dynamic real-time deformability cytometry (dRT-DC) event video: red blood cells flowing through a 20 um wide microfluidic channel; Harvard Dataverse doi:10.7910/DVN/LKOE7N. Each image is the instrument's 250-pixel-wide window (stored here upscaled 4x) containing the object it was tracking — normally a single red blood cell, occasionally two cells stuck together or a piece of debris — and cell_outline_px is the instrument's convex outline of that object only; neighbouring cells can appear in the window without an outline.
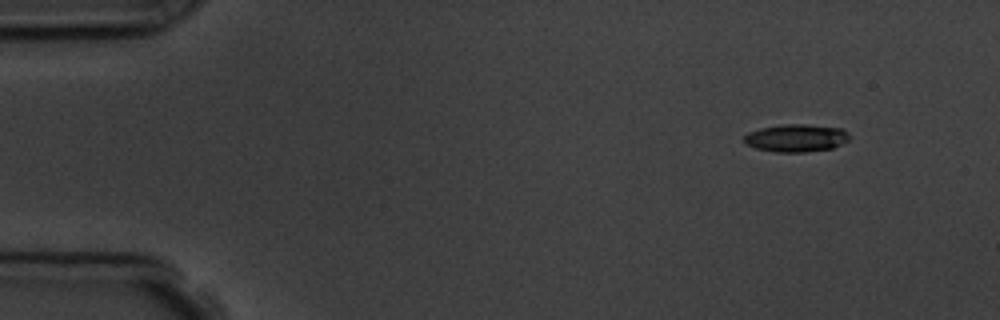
{"species": "common noctule bat (a hibernating species)", "species_latin": "Nyctalus noctula", "temperature_condition": "room temperature", "stored_images_in_passage": 6, "camera_frame_rate_fps": 3000, "um_per_image_px": 0.085, "animal": {"sex": "male", "body_mass_g": 19.5, "forearm_length_mm": 54.6}, "frame": {"image": 1, "passage_image": 6, "time_ms": 6.0, "image_size_px": [1000, 320], "cell_outline_px": [[848, 140], [832, 148], [804, 152], [776, 152], [756, 148], [744, 144], [744, 136], [748, 132], [760, 128], [780, 124], [804, 124], [840, 128], [848, 132]], "centroid_in_image_um": [67.62, 11.72], "position_along_channel_um": 17.4, "area_um2": 16.94}}